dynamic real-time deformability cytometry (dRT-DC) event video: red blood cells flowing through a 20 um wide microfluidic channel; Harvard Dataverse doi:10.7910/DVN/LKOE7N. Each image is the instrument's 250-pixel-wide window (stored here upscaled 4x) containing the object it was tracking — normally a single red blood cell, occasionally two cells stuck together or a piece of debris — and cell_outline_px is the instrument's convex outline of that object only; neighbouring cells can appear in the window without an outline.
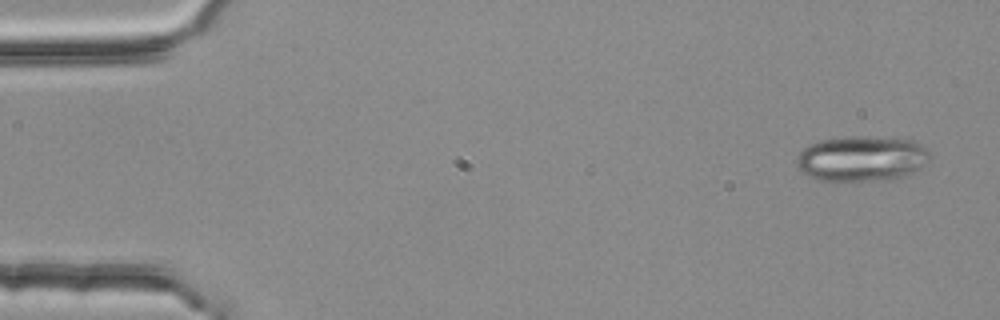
{"species": "common noctule bat (a hibernating species)", "species_latin": "Nyctalus noctula", "temperature_condition": "room temperature", "stored_images_in_passage": 3, "camera_frame_rate_fps": 3000, "um_per_image_px": 0.085, "animal": {"sex": "female", "body_mass_g": 25.1}, "frame": {"image": 1, "passage_image": 1, "time_ms": 0.0, "image_size_px": [1000, 320], "cell_outline_px": [[928, 160], [920, 168], [904, 176], [892, 180], [820, 180], [808, 176], [800, 172], [796, 164], [796, 160], [800, 152], [804, 148], [820, 140], [844, 136], [864, 136], [912, 140], [920, 144], [928, 152]], "centroid_in_image_um": [73.21, 13.48], "position_along_channel_um": 11.8, "area_um2": 35.08}}